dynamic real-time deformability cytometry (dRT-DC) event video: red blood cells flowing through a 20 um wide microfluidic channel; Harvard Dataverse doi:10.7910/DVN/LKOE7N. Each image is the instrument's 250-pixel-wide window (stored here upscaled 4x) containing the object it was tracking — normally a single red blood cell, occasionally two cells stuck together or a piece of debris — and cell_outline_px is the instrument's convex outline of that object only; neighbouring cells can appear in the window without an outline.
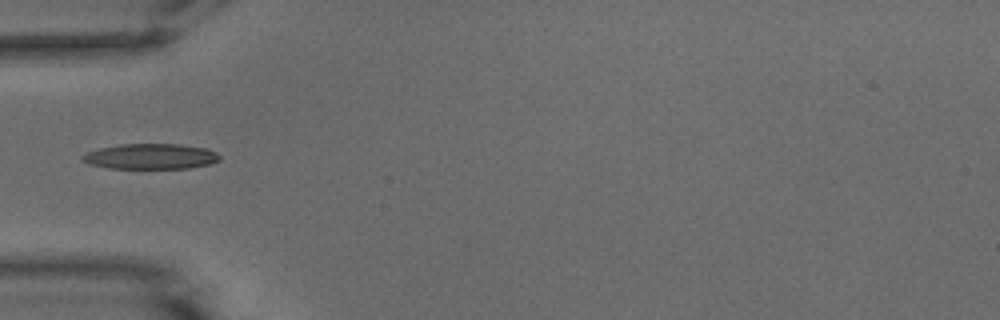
{"species": "common noctule bat (a hibernating species)", "species_latin": "Nyctalus noctula", "temperature_condition": "warm", "stored_images_in_passage": 36, "camera_frame_rate_fps": 3000, "um_per_image_px": 0.085, "animal": {"sex": "male", "body_mass_g": 15.6}, "frame": {"image": 1, "passage_image": 1, "time_ms": 0.0, "image_size_px": [1000, 320], "cell_outline_px": [[220, 160], [208, 164], [188, 168], [108, 168], [88, 164], [80, 160], [80, 156], [88, 152], [100, 148], [120, 144], [180, 144], [208, 148], [216, 152], [220, 156]], "centroid_in_image_um": [12.79, 13.29], "position_along_channel_um": 72.2, "area_um2": 20.4}}
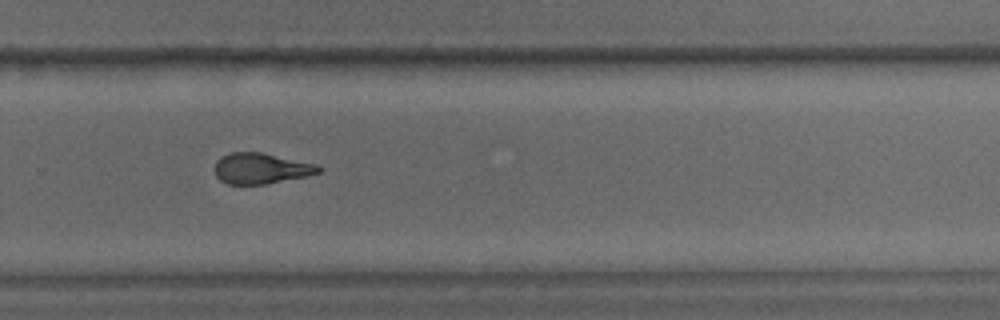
{"frame": {"image": 2, "passage_image": 19, "time_ms": 6.0, "image_size_px": [1000, 320], "cell_outline_px": [[320, 172], [308, 176], [264, 184], [228, 184], [220, 180], [216, 176], [216, 160], [220, 156], [228, 152], [260, 152], [316, 164], [320, 168]], "centroid_in_image_um": [22.15, 14.31], "position_along_channel_um": 307.6, "area_um2": 18.5}}
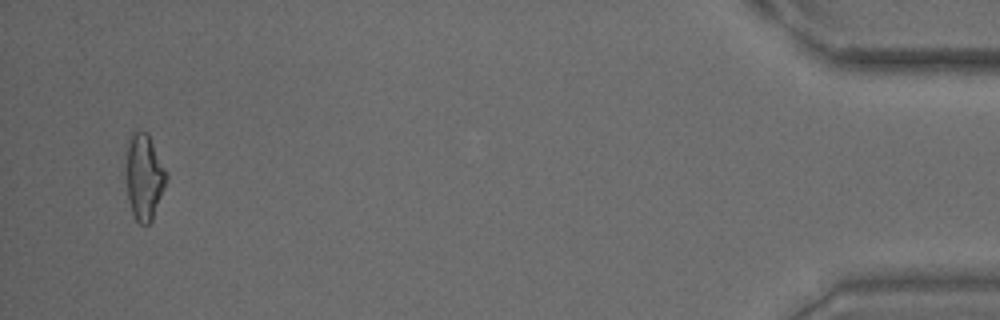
{"frame": {"image": 3, "passage_image": 34, "time_ms": 11.0, "image_size_px": [1000, 320], "cell_outline_px": [[168, 176], [164, 188], [152, 220], [148, 224], [140, 224], [136, 220], [132, 212], [128, 200], [124, 176], [128, 140], [132, 132], [148, 132], [168, 172]], "centroid_in_image_um": [12.24, 15.01], "position_along_channel_um": 423.0, "area_um2": 20.63}}